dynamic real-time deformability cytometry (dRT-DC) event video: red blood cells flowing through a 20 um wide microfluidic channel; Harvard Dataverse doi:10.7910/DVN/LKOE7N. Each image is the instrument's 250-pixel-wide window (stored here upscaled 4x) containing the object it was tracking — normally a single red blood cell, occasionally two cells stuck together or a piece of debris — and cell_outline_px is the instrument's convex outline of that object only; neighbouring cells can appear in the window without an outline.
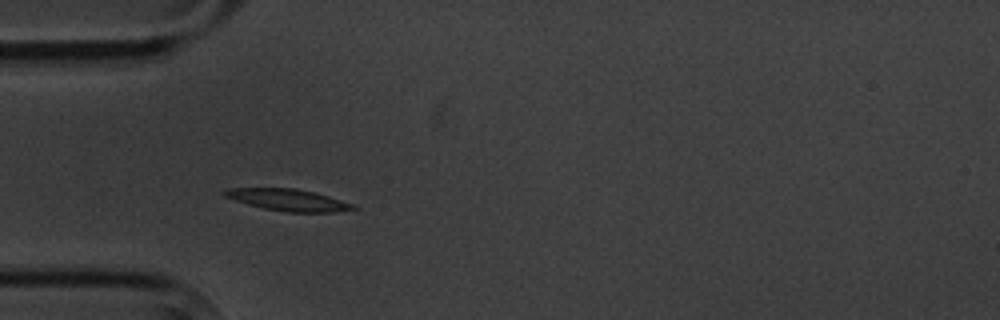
{"species": "common noctule bat (a hibernating species)", "species_latin": "Nyctalus noctula", "temperature_condition": "cold", "stored_images_in_passage": 4, "camera_frame_rate_fps": 3000, "um_per_image_px": 0.085, "animal": {"sex": "male", "body_mass_g": 20.1, "forearm_length_mm": 53.5}, "frame": {"image": 1, "passage_image": 3, "time_ms": 3.333, "image_size_px": [1000, 320], "cell_outline_px": [[360, 208], [336, 212], [288, 212], [264, 208], [248, 204], [224, 196], [220, 192], [228, 188], [296, 188], [328, 196], [352, 204]], "centroid_in_image_um": [24.47, 16.99], "position_along_channel_um": 60.5, "area_um2": 16.13}}
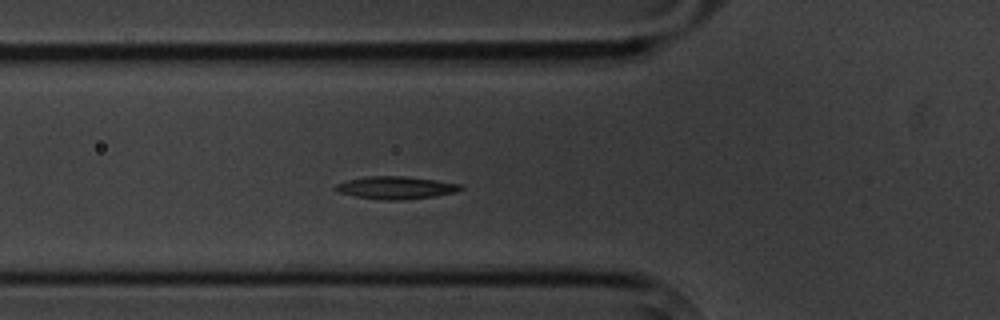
{"frame": {"image": 2, "passage_image": 4, "time_ms": 4.333, "image_size_px": [1000, 320], "cell_outline_px": [[464, 188], [456, 192], [436, 196], [404, 200], [380, 200], [356, 196], [340, 192], [332, 188], [336, 184], [344, 180], [368, 176], [404, 176], [436, 180], [460, 184]], "centroid_in_image_um": [33.64, 15.95], "position_along_channel_um": 92.2, "area_um2": 16.59}}